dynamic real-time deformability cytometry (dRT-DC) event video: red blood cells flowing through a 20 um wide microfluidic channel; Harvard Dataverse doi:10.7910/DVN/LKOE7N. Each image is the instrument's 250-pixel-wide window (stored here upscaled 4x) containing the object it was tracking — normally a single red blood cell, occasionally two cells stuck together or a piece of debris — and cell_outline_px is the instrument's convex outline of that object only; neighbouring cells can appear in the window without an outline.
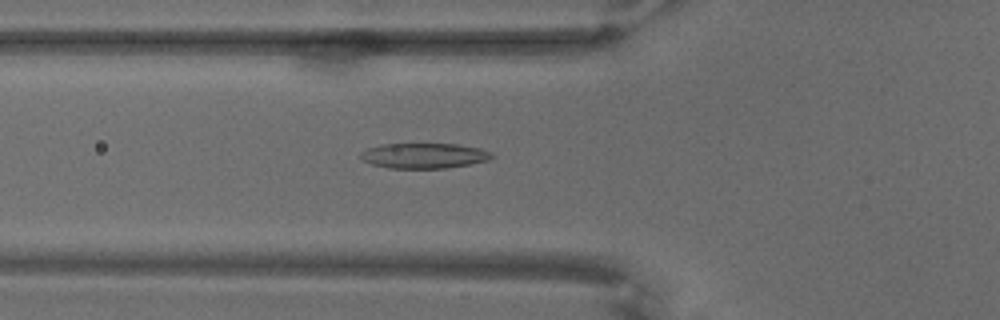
{"species": "common noctule bat (a hibernating species)", "species_latin": "Nyctalus noctula", "temperature_condition": "warm", "stored_images_in_passage": 54, "camera_frame_rate_fps": 3000, "um_per_image_px": 0.085, "animal": {"sex": "male", "body_mass_g": 18.8}, "frame": {"image": 1, "passage_image": 11, "time_ms": 3.333, "image_size_px": [1000, 320], "cell_outline_px": [[496, 156], [488, 160], [448, 168], [388, 168], [372, 164], [364, 160], [360, 156], [360, 152], [368, 148], [380, 144], [456, 144], [480, 148], [492, 152]], "centroid_in_image_um": [36.06, 13.23], "position_along_channel_um": 89.7, "area_um2": 19.31}}
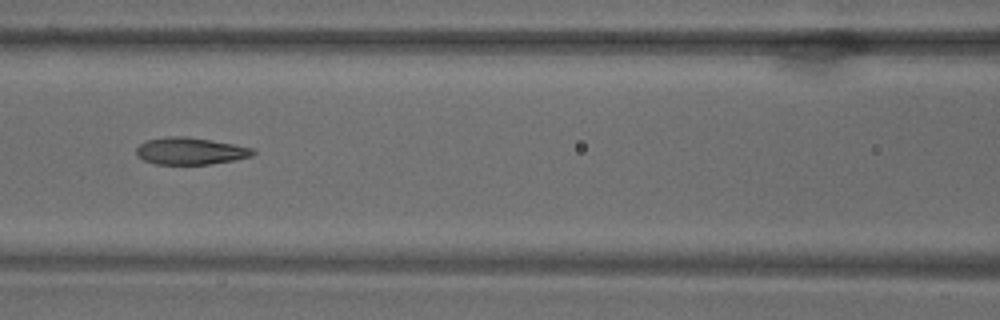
{"frame": {"image": 2, "passage_image": 17, "time_ms": 5.333, "image_size_px": [1000, 320], "cell_outline_px": [[256, 152], [252, 156], [236, 160], [208, 164], [156, 164], [144, 160], [136, 156], [136, 148], [140, 144], [148, 140], [168, 136], [184, 136], [232, 144], [252, 148]], "centroid_in_image_um": [16.16, 12.84], "position_along_channel_um": 150.4, "area_um2": 18.21}}
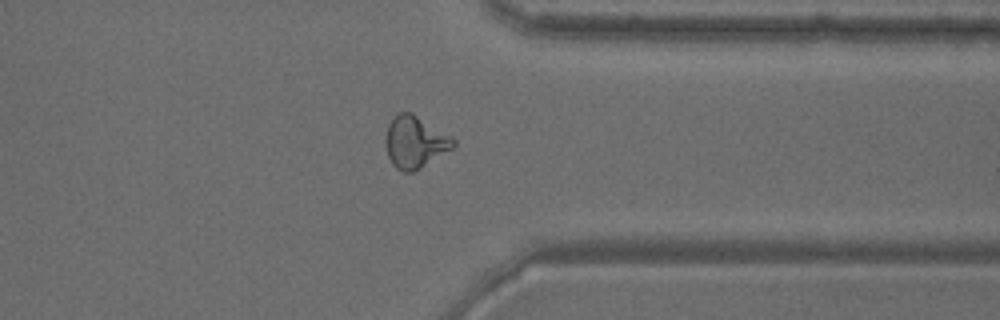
{"frame": {"image": 3, "passage_image": 40, "time_ms": 13.0, "image_size_px": [1000, 320], "cell_outline_px": [[456, 144], [452, 148], [420, 168], [412, 172], [404, 172], [396, 168], [392, 164], [388, 156], [384, 144], [384, 140], [388, 124], [400, 112], [412, 112], [456, 140]], "centroid_in_image_um": [35.24, 12.08], "position_along_channel_um": 376.2, "area_um2": 20.29}}